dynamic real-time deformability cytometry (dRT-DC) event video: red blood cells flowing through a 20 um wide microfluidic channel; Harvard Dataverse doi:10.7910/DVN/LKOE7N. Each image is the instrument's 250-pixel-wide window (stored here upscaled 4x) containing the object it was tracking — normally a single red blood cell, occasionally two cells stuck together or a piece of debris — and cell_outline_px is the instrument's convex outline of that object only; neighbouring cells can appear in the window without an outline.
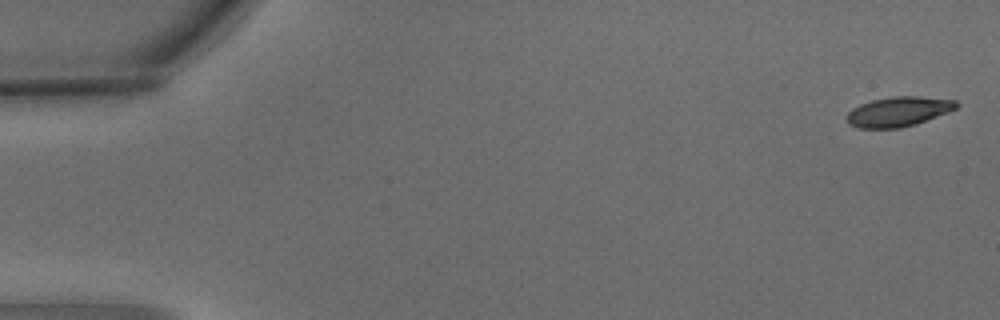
{"species": "common noctule bat (a hibernating species)", "species_latin": "Nyctalus noctula", "temperature_condition": "warm", "stored_images_in_passage": 5, "camera_frame_rate_fps": 3000, "um_per_image_px": 0.085, "animal": {"sex": "male", "body_mass_g": 15.6}, "frame": {"image": 1, "passage_image": 1, "time_ms": 0.0, "image_size_px": [1000, 320], "cell_outline_px": [[960, 104], [956, 108], [948, 112], [916, 124], [900, 128], [860, 128], [848, 124], [848, 112], [852, 108], [860, 104], [872, 100], [892, 96], [920, 96], [956, 100]], "centroid_in_image_um": [76.38, 9.48], "position_along_channel_um": 8.6, "area_um2": 19.02}}
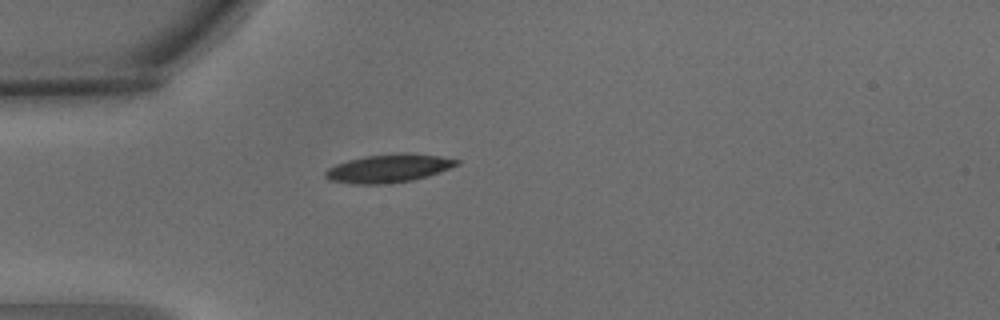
{"frame": {"image": 2, "passage_image": 5, "time_ms": 1.333, "image_size_px": [1000, 320], "cell_outline_px": [[460, 164], [440, 172], [428, 176], [412, 180], [388, 184], [352, 184], [328, 180], [324, 176], [324, 172], [328, 168], [336, 164], [348, 160], [368, 156], [400, 152], [408, 152], [440, 156], [460, 160]], "centroid_in_image_um": [33.04, 14.31], "position_along_channel_um": 52.0, "area_um2": 21.85}}